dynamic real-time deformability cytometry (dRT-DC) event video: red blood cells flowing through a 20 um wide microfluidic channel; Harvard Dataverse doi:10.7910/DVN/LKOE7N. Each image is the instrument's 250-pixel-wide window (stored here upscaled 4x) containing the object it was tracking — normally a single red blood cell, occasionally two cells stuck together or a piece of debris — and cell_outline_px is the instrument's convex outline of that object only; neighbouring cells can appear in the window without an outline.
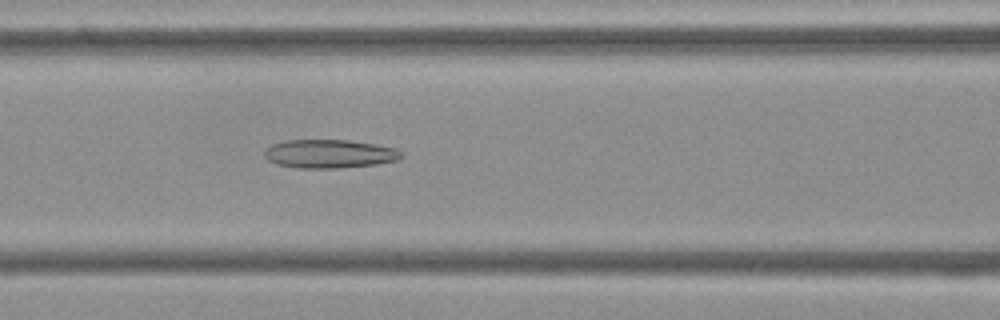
{"species": "Egyptian fruit bat (a non-hibernating species)", "species_latin": "Rousettus aegyptiacus", "temperature_condition": "cold", "stored_images_in_passage": 53, "camera_frame_rate_fps": 3000, "um_per_image_px": 0.085, "frame": {"image": 1, "passage_image": 22, "time_ms": 7.0, "image_size_px": [1000, 320], "cell_outline_px": [[404, 156], [396, 160], [376, 164], [340, 168], [296, 168], [276, 164], [268, 160], [264, 156], [264, 152], [272, 144], [284, 140], [348, 140], [376, 144], [396, 148]], "centroid_in_image_um": [27.99, 13.07], "position_along_channel_um": 138.6, "area_um2": 22.83}}
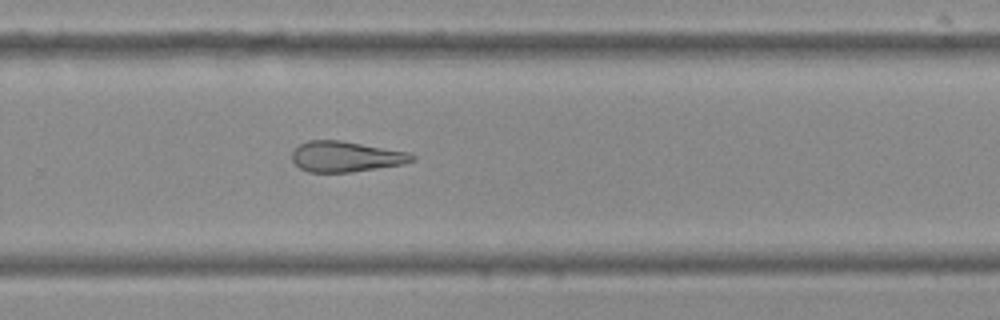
{"frame": {"image": 2, "passage_image": 35, "time_ms": 11.333, "image_size_px": [1000, 320], "cell_outline_px": [[416, 156], [412, 160], [404, 164], [352, 172], [308, 172], [300, 168], [292, 160], [292, 152], [300, 144], [308, 140], [340, 140], [408, 152]], "centroid_in_image_um": [29.38, 13.31], "position_along_channel_um": 300.4, "area_um2": 21.27}}
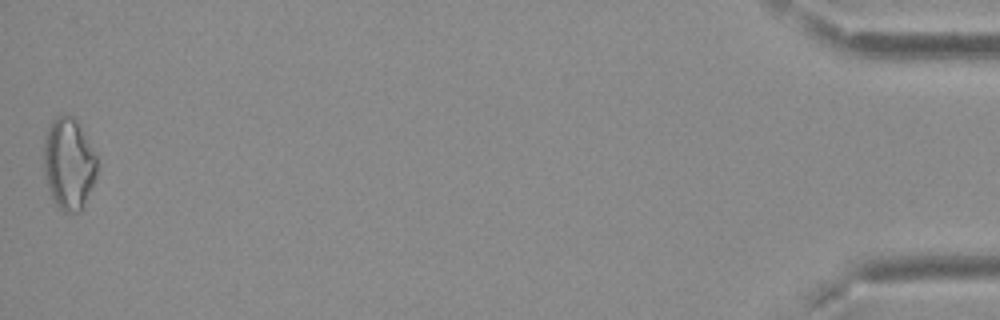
{"frame": {"image": 3, "passage_image": 53, "time_ms": 17.333, "image_size_px": [1000, 320], "cell_outline_px": [[96, 176], [80, 212], [64, 212], [56, 204], [48, 188], [44, 172], [44, 140], [48, 124], [56, 116], [72, 116], [76, 120], [96, 156]], "centroid_in_image_um": [5.81, 13.91], "position_along_channel_um": 429.4, "area_um2": 27.98}, "authors_computed_cell_mechanics": {"area_um2": 24.2182, "velocity_mm_per_s": 3.7417, "shape_relaxation_time_tau1_ms": null, "shape_relaxation_time_tau2_ms": 6.6833, "deformation_change_tau1": null, "deformation_change_tau2": 0.1961}}